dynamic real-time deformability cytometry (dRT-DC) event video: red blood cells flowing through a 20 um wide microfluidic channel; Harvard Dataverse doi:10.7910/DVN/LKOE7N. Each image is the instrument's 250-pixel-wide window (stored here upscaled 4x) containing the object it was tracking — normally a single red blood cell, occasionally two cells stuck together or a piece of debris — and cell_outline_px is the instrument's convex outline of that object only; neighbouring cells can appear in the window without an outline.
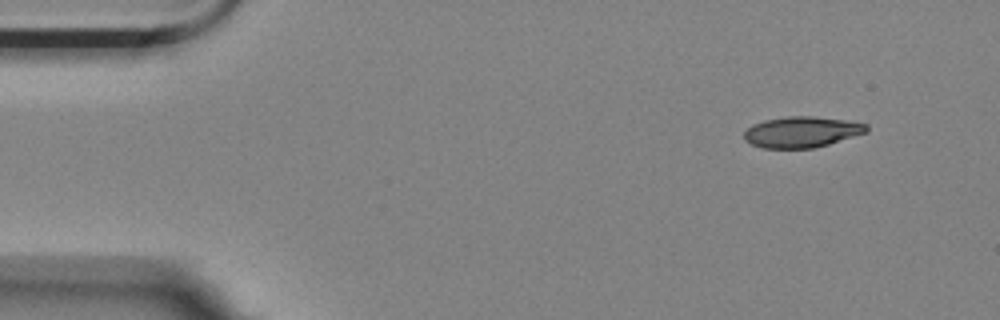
{"species": "Egyptian fruit bat (a non-hibernating species)", "species_latin": "Rousettus aegyptiacus", "temperature_condition": "room temperature", "stored_images_in_passage": 7, "camera_frame_rate_fps": 3000, "um_per_image_px": 0.085, "animal": {"sex": "female"}, "frame": {"image": 1, "passage_image": 1, "time_ms": 0.0, "image_size_px": [1000, 320], "cell_outline_px": [[868, 132], [828, 144], [812, 148], [764, 148], [752, 144], [744, 140], [744, 132], [752, 124], [764, 120], [788, 116], [812, 116], [844, 120], [868, 124]], "centroid_in_image_um": [68.14, 11.21], "position_along_channel_um": 16.9, "area_um2": 21.96}}
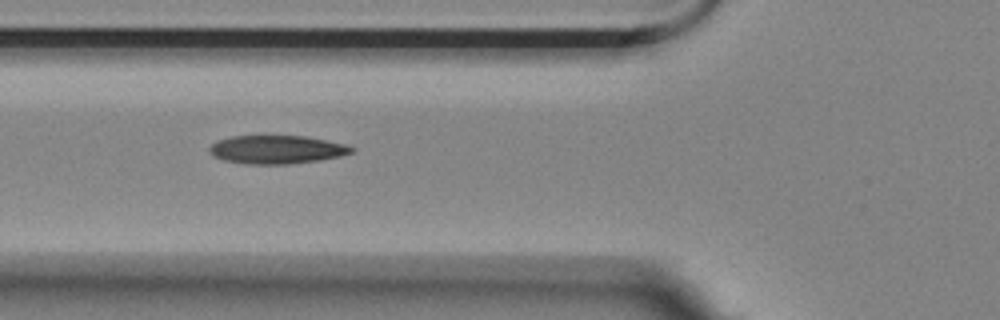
{"frame": {"image": 2, "passage_image": 5, "time_ms": 1.333, "image_size_px": [1000, 320], "cell_outline_px": [[356, 148], [352, 152], [340, 156], [320, 160], [288, 164], [244, 164], [224, 160], [216, 156], [208, 148], [216, 140], [232, 136], [304, 136], [348, 144]], "centroid_in_image_um": [23.56, 12.71], "position_along_channel_um": 102.2, "area_um2": 23.47}}
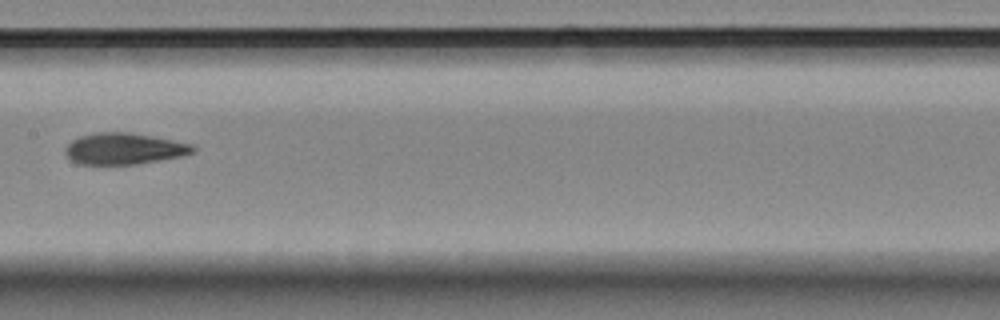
{"frame": {"image": 3, "passage_image": 7, "time_ms": 2.0, "image_size_px": [1000, 320], "cell_outline_px": [[196, 152], [180, 156], [136, 164], [76, 164], [64, 152], [64, 148], [72, 140], [80, 136], [96, 132], [132, 132], [192, 144], [196, 148]], "centroid_in_image_um": [10.53, 12.63], "position_along_channel_um": 196.9, "area_um2": 23.29}}